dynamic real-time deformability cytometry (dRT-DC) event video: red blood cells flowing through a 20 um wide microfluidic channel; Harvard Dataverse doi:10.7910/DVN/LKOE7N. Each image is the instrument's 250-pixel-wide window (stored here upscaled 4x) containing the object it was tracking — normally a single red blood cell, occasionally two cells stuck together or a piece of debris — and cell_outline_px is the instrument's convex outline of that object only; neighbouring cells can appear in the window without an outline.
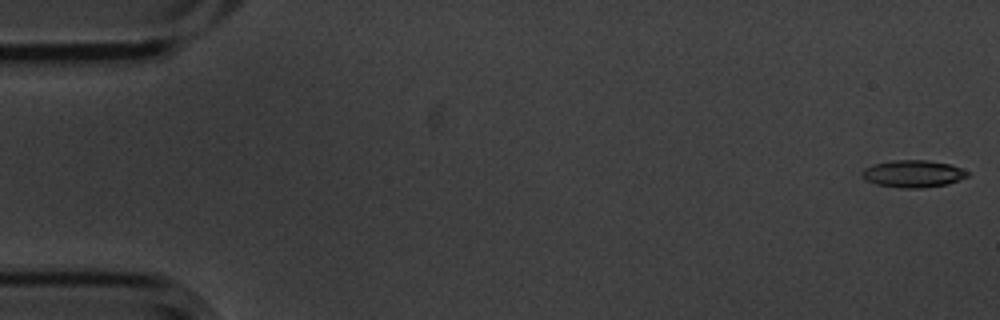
{"species": "common noctule bat (a hibernating species)", "species_latin": "Nyctalus noctula", "temperature_condition": "cold", "stored_images_in_passage": 5, "camera_frame_rate_fps": 3000, "um_per_image_px": 0.085, "animal": {"sex": "male", "body_mass_g": 20.1, "forearm_length_mm": 53.5}, "frame": {"image": 1, "passage_image": 1, "time_ms": 0.0, "image_size_px": [1000, 320], "cell_outline_px": [[968, 176], [948, 184], [924, 188], [904, 188], [876, 184], [860, 176], [860, 172], [864, 168], [872, 164], [896, 160], [928, 160], [948, 164], [960, 168], [968, 172]], "centroid_in_image_um": [77.58, 14.77], "position_along_channel_um": 7.4, "area_um2": 16.65}}
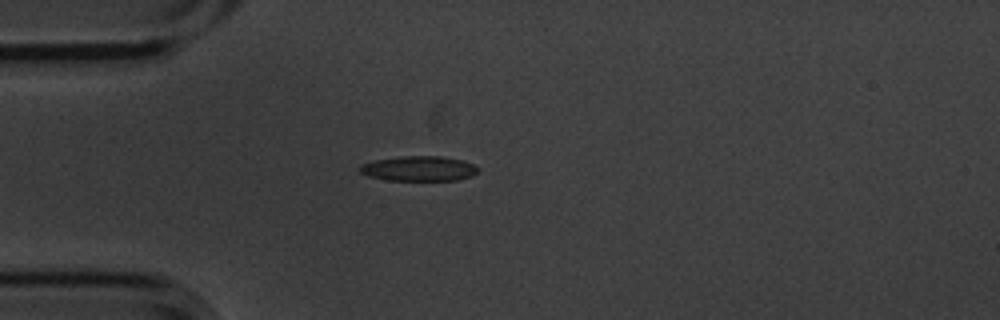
{"frame": {"image": 2, "passage_image": 5, "time_ms": 1.333, "image_size_px": [1000, 320], "cell_outline_px": [[480, 168], [472, 176], [456, 180], [384, 180], [368, 176], [360, 172], [360, 164], [376, 160], [400, 156], [440, 156], [460, 160], [472, 164]], "centroid_in_image_um": [35.58, 14.33], "position_along_channel_um": 49.4, "area_um2": 17.11}}